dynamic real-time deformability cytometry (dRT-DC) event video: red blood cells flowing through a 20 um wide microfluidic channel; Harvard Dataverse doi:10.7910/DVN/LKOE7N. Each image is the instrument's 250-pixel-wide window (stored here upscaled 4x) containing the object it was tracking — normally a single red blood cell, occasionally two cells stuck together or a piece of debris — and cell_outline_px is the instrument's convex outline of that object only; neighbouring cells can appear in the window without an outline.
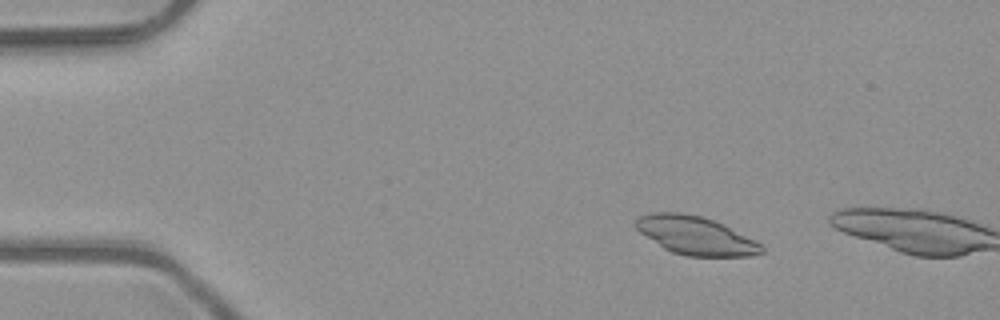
{"species": "common noctule bat (a hibernating species)", "species_latin": "Nyctalus noctula", "temperature_condition": "room temperature", "stored_images_in_passage": 4, "camera_frame_rate_fps": 3000, "um_per_image_px": 0.085, "animal": {"sex": "male", "body_mass_g": 23.1, "forearm_length_mm": 52.7}, "frame": {"image": 1, "passage_image": 3, "time_ms": 0.667, "image_size_px": [1000, 320], "cell_outline_px": [[764, 252], [752, 256], [684, 256], [672, 252], [664, 248], [640, 232], [632, 224], [640, 216], [652, 212], [680, 212], [700, 216], [712, 220], [756, 240], [764, 248]], "centroid_in_image_um": [59.11, 20.02], "position_along_channel_um": 25.9, "area_um2": 27.86}}